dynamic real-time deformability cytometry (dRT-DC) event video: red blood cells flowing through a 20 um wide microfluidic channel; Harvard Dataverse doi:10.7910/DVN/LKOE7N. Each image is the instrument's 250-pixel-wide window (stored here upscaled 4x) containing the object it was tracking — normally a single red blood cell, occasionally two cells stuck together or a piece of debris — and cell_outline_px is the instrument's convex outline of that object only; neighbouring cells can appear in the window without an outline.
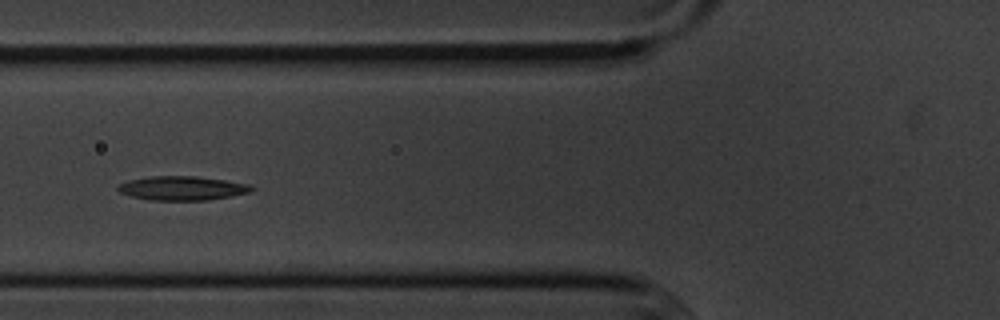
{"species": "common noctule bat (a hibernating species)", "species_latin": "Nyctalus noctula", "temperature_condition": "cold", "stored_images_in_passage": 6, "camera_frame_rate_fps": 3000, "um_per_image_px": 0.085, "animal": {"sex": "male", "body_mass_g": 20.1, "forearm_length_mm": 53.5}, "frame": {"image": 1, "passage_image": 5, "time_ms": 4.667, "image_size_px": [1000, 320], "cell_outline_px": [[252, 192], [232, 196], [208, 200], [148, 200], [132, 196], [120, 192], [116, 188], [120, 184], [128, 180], [152, 176], [196, 176], [224, 180], [248, 184], [252, 188]], "centroid_in_image_um": [15.48, 16.0], "position_along_channel_um": 110.3, "area_um2": 18.61}}
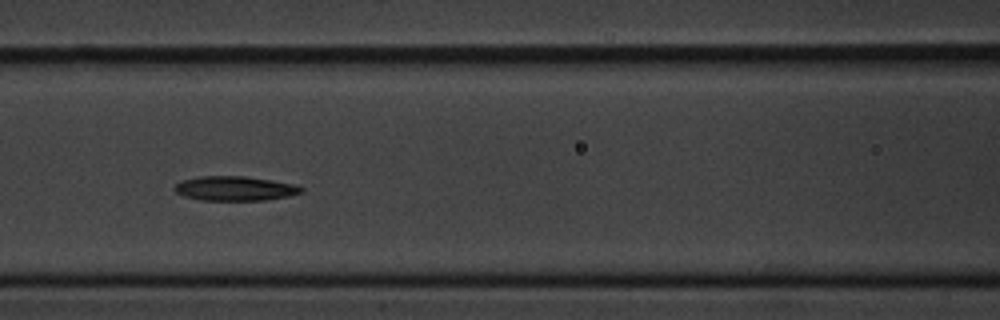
{"frame": {"image": 2, "passage_image": 6, "time_ms": 5.667, "image_size_px": [1000, 320], "cell_outline_px": [[304, 192], [288, 196], [268, 200], [200, 200], [184, 196], [176, 192], [172, 188], [180, 180], [200, 176], [244, 176], [292, 184], [304, 188]], "centroid_in_image_um": [19.93, 16.02], "position_along_channel_um": 146.7, "area_um2": 18.03}}